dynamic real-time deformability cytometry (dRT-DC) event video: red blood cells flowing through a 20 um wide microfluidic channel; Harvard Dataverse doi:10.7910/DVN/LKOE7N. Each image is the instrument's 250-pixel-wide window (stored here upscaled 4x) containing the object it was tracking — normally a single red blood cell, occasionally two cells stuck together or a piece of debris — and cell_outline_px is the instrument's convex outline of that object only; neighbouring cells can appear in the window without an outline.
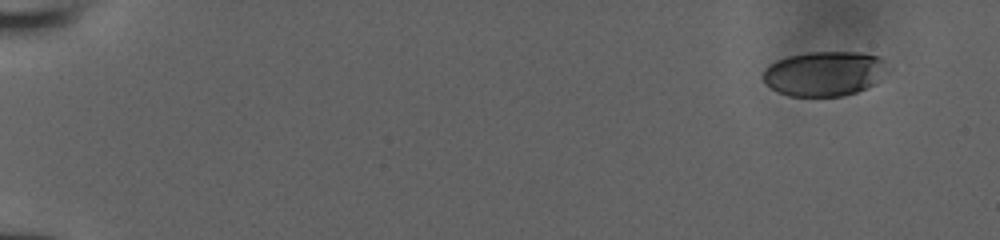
{"species": "human", "species_latin": "Homo sapiens", "temperature_condition": "room temperature", "stored_images_in_passage": 50, "camera_frame_rate_fps": 3000, "um_per_image_px": 0.085, "donor": {"sex": "male"}, "frame": {"image": 1, "passage_image": 1, "time_ms": 0.0, "image_size_px": [1000, 240], "cell_outline_px": [[884, 64], [872, 84], [856, 92], [840, 96], [788, 96], [772, 88], [764, 80], [764, 68], [768, 64], [776, 60], [788, 56], [812, 52], [860, 52], [880, 56], [884, 60]], "centroid_in_image_um": [69.97, 6.24], "position_along_channel_um": 15.0, "area_um2": 31.62}}
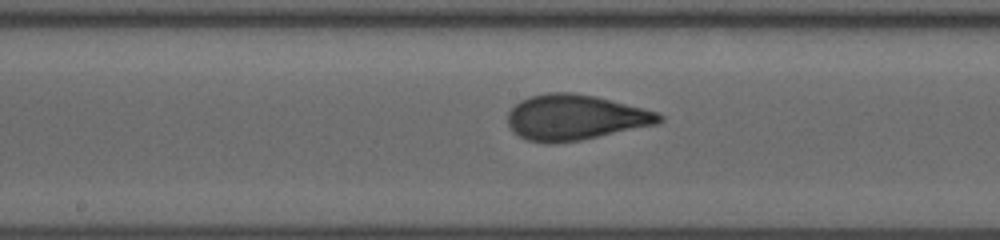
{"frame": {"image": 2, "passage_image": 27, "time_ms": 8.667, "image_size_px": [1000, 240], "cell_outline_px": [[664, 120], [656, 124], [580, 140], [548, 144], [544, 144], [528, 140], [512, 132], [508, 124], [508, 112], [520, 100], [532, 96], [548, 92], [572, 92], [596, 96], [660, 112], [664, 116]], "centroid_in_image_um": [48.89, 9.97], "position_along_channel_um": 199.3, "area_um2": 40.17}}
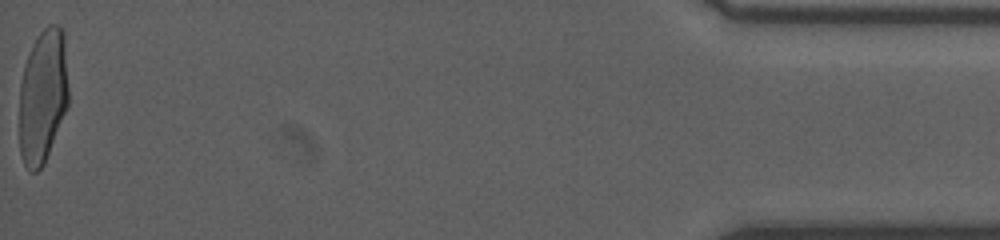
{"frame": {"image": 3, "passage_image": 50, "time_ms": 16.333, "image_size_px": [1000, 240], "cell_outline_px": [[68, 104], [44, 164], [36, 172], [28, 172], [24, 164], [20, 152], [20, 84], [24, 64], [32, 44], [36, 36], [48, 24], [60, 24], [64, 32], [68, 88]], "centroid_in_image_um": [3.64, 8.14], "position_along_channel_um": 431.6, "area_um2": 38.67}}